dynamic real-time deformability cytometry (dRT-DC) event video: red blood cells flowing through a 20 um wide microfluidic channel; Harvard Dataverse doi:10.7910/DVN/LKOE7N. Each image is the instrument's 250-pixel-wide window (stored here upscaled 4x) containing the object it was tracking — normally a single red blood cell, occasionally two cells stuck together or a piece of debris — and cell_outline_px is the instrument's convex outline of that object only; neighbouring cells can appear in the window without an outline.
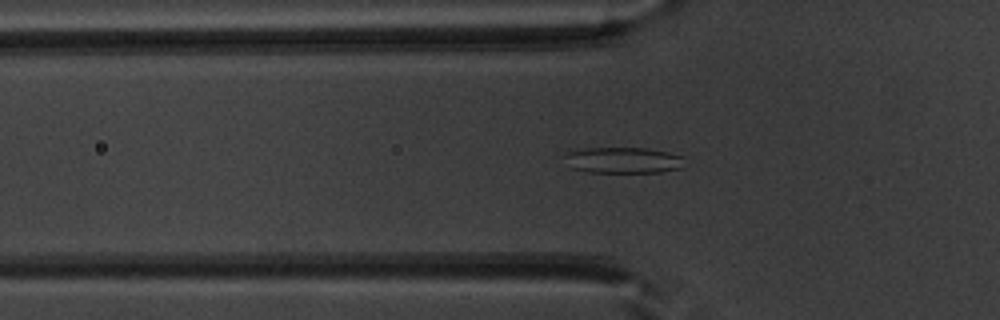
{"species": "common noctule bat (a hibernating species)", "species_latin": "Nyctalus noctula", "temperature_condition": "warm", "stored_images_in_passage": 38, "camera_frame_rate_fps": 3000, "um_per_image_px": 0.085, "animal": {"sex": "male", "body_mass_g": 20.1, "forearm_length_mm": 53.5}, "frame": {"image": 1, "passage_image": 4, "time_ms": 1.0, "image_size_px": [1000, 320], "cell_outline_px": [[684, 168], [660, 172], [588, 172], [572, 168], [564, 156], [564, 152], [584, 148], [644, 148], [668, 152], [684, 156]], "centroid_in_image_um": [53.0, 13.61], "position_along_channel_um": 72.8, "area_um2": 18.32}}
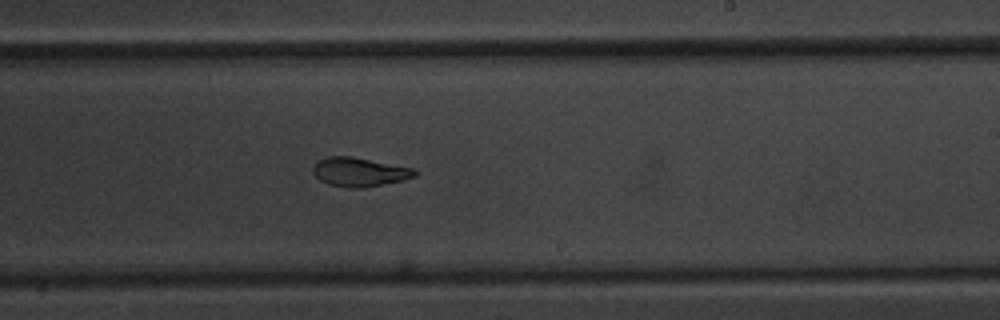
{"frame": {"image": 2, "passage_image": 18, "time_ms": 5.667, "image_size_px": [1000, 320], "cell_outline_px": [[420, 172], [416, 176], [404, 180], [364, 188], [352, 188], [328, 184], [320, 180], [312, 172], [312, 168], [320, 160], [328, 156], [352, 156], [412, 168]], "centroid_in_image_um": [30.58, 14.62], "position_along_channel_um": 258.4, "area_um2": 17.17}}
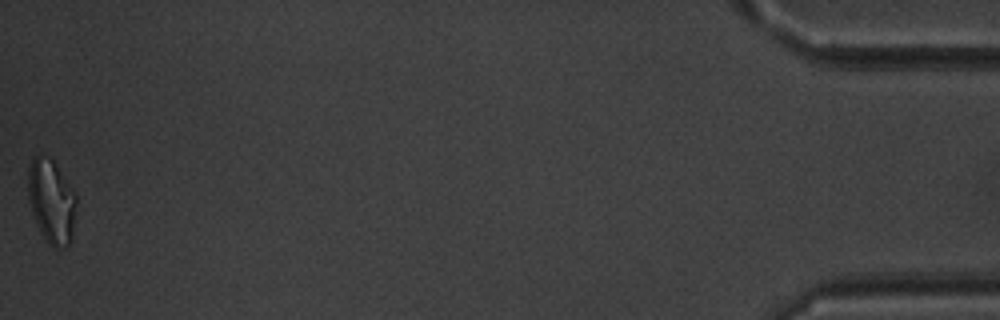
{"frame": {"image": 3, "passage_image": 38, "time_ms": 12.333, "image_size_px": [1000, 320], "cell_outline_px": [[76, 200], [72, 240], [64, 248], [52, 248], [48, 244], [40, 232], [36, 224], [28, 200], [28, 168], [32, 156], [40, 156], [52, 160], [76, 192]], "centroid_in_image_um": [4.37, 17.15], "position_along_channel_um": 430.8, "area_um2": 23.76}, "authors_computed_cell_mechanics": {"area_um2": 17.5712, "velocity_mm_per_s": 3.9677, "shape_relaxation_time_tau1_ms": null, "shape_relaxation_time_tau2_ms": 2.5136, "deformation_change_tau1": null, "deformation_change_tau2": 0.0891}}